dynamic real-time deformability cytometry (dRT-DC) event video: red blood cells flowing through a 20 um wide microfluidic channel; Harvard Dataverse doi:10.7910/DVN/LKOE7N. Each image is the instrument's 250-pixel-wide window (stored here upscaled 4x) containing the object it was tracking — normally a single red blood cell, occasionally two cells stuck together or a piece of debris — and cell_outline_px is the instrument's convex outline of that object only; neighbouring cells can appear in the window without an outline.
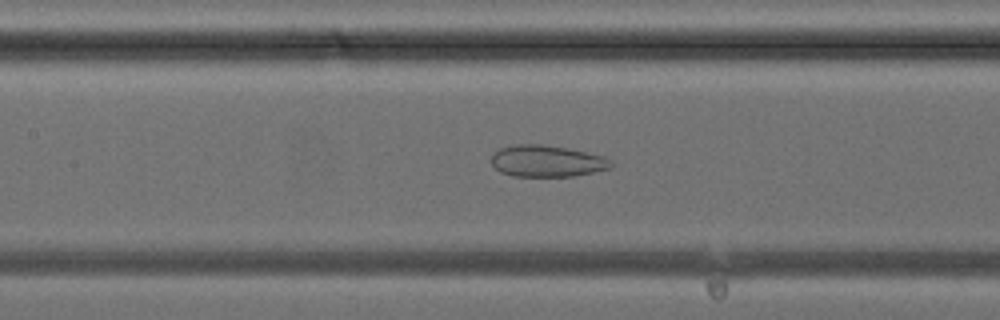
{"species": "common noctule bat (a hibernating species)", "species_latin": "Nyctalus noctula", "temperature_condition": "cold", "stored_images_in_passage": 39, "camera_frame_rate_fps": 3000, "um_per_image_px": 0.085, "animal": {"sex": "female", "body_mass_g": 24.6, "forearm_length_mm": 56.2}, "frame": {"image": 1, "passage_image": 18, "time_ms": 5.667, "image_size_px": [1000, 320], "cell_outline_px": [[612, 168], [572, 176], [512, 176], [500, 172], [492, 164], [492, 156], [500, 148], [516, 144], [544, 144], [568, 148], [604, 156], [612, 164]], "centroid_in_image_um": [46.48, 13.69], "position_along_channel_um": 160.9, "area_um2": 21.91}}
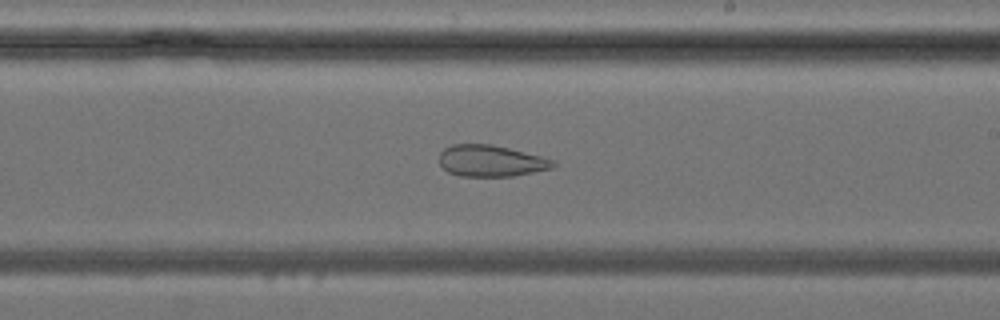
{"frame": {"image": 2, "passage_image": 23, "time_ms": 7.333, "image_size_px": [1000, 320], "cell_outline_px": [[556, 164], [552, 168], [512, 176], [460, 176], [448, 172], [440, 164], [440, 152], [444, 148], [452, 144], [488, 144], [508, 148], [540, 156], [552, 160]], "centroid_in_image_um": [41.69, 13.67], "position_along_channel_um": 247.3, "area_um2": 20.58}}
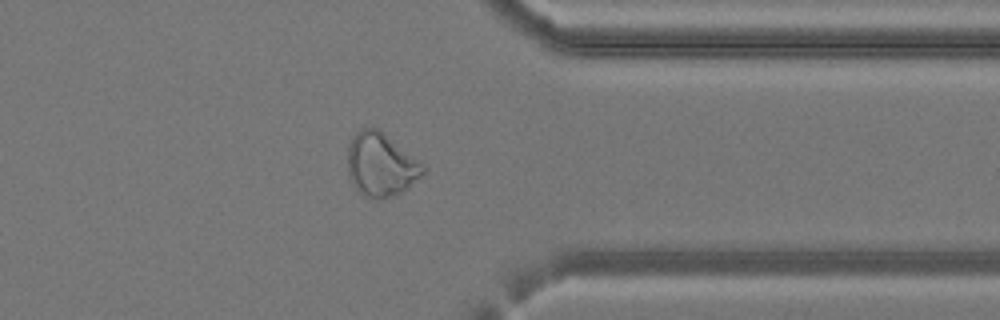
{"frame": {"image": 3, "passage_image": 31, "time_ms": 10.0, "image_size_px": [1000, 320], "cell_outline_px": [[424, 172], [408, 188], [392, 196], [380, 200], [364, 196], [352, 184], [348, 172], [348, 144], [352, 136], [360, 128], [376, 128], [424, 164]], "centroid_in_image_um": [32.34, 14.01], "position_along_channel_um": 379.1, "area_um2": 27.57}}